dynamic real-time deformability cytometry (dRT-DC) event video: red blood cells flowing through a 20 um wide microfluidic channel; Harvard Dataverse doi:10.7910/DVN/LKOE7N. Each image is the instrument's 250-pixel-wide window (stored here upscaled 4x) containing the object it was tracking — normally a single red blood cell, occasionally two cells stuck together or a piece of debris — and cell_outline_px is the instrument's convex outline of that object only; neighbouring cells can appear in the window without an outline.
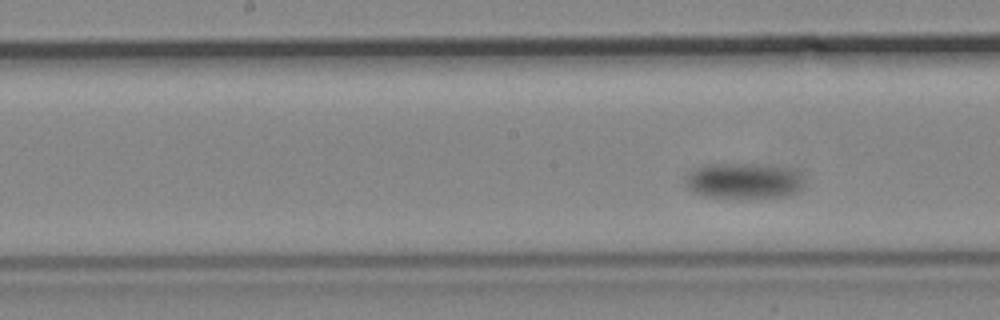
{"species": "common noctule bat (a hibernating species)", "species_latin": "Nyctalus noctula", "temperature_condition": "cold", "stored_images_in_passage": 7, "segment_of_instrument_passage": [2, 2], "camera_frame_rate_fps": 3000, "um_per_image_px": 0.085, "animal": {"sex": "male", "body_mass_g": 19.2, "forearm_length_mm": 51.8}, "frame": {"image": 1, "passage_image": 7, "time_ms": 8.333, "image_size_px": [1000, 320], "cell_outline_px": [[804, 184], [800, 192], [792, 196], [740, 200], [704, 196], [692, 192], [684, 184], [684, 176], [688, 172], [704, 164], [756, 164], [784, 168], [796, 172]], "centroid_in_image_um": [63.15, 15.43], "position_along_channel_um": 185.0, "area_um2": 25.55}}